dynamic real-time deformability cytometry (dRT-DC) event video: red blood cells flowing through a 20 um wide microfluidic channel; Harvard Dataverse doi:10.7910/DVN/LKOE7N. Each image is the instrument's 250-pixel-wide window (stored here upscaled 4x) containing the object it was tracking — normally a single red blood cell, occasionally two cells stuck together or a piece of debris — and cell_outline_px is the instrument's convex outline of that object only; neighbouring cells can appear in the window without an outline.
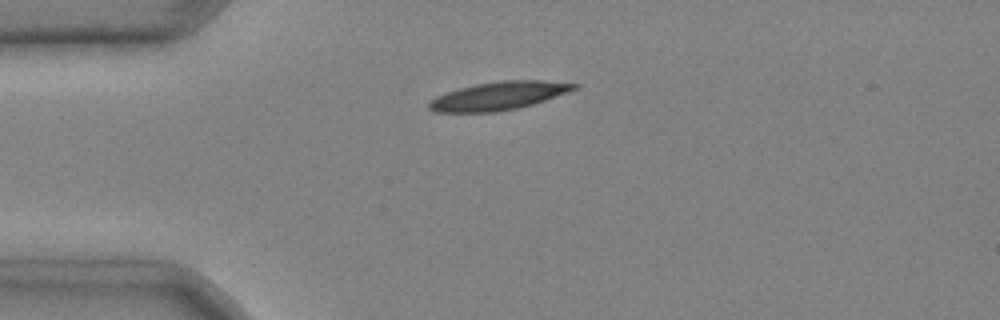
{"species": "common noctule bat (a hibernating species)", "species_latin": "Nyctalus noctula", "temperature_condition": "cold", "stored_images_in_passage": 5, "camera_frame_rate_fps": 3000, "um_per_image_px": 0.085, "animal": {"sex": "male", "body_mass_g": 20.4}, "frame": {"image": 1, "passage_image": 1, "time_ms": 0.0, "image_size_px": [1000, 320], "cell_outline_px": [[580, 84], [576, 88], [544, 100], [532, 104], [516, 108], [496, 112], [436, 112], [428, 108], [428, 104], [436, 96], [460, 88], [476, 84], [500, 80], [544, 80]], "centroid_in_image_um": [42.36, 8.14], "position_along_channel_um": 42.6, "area_um2": 23.47}}
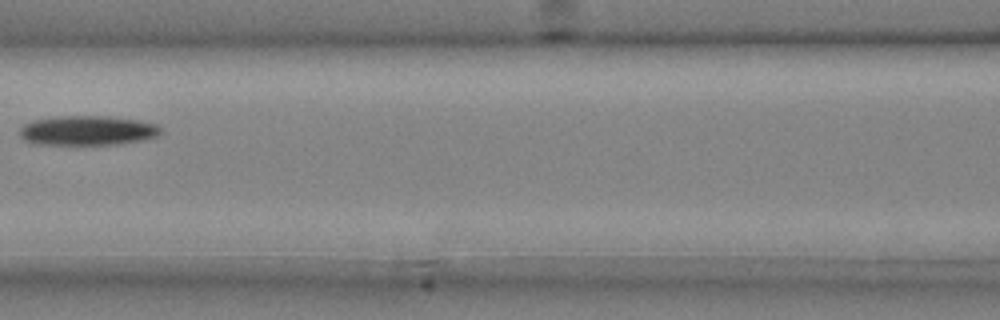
{"frame": {"image": 2, "passage_image": 4, "time_ms": 1.0, "image_size_px": [1000, 320], "cell_outline_px": [[160, 136], [144, 140], [120, 144], [36, 144], [24, 140], [20, 136], [20, 128], [24, 124], [32, 120], [60, 116], [104, 116], [140, 120], [156, 124], [160, 128]], "centroid_in_image_um": [7.45, 11.09], "position_along_channel_um": 159.1, "area_um2": 24.39}}
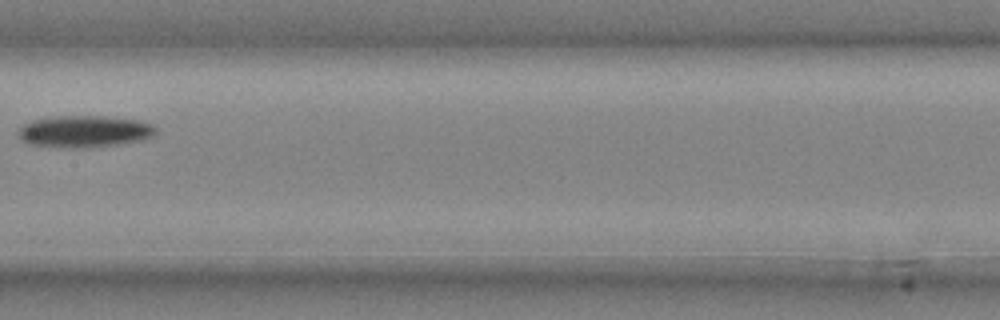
{"frame": {"image": 3, "passage_image": 5, "time_ms": 1.333, "image_size_px": [1000, 320], "cell_outline_px": [[156, 132], [152, 136], [144, 140], [120, 144], [92, 148], [68, 148], [32, 144], [24, 140], [16, 132], [24, 124], [32, 120], [56, 116], [104, 116], [140, 120], [152, 124], [156, 128]], "centroid_in_image_um": [7.23, 11.17], "position_along_channel_um": 200.2, "area_um2": 25.66}}